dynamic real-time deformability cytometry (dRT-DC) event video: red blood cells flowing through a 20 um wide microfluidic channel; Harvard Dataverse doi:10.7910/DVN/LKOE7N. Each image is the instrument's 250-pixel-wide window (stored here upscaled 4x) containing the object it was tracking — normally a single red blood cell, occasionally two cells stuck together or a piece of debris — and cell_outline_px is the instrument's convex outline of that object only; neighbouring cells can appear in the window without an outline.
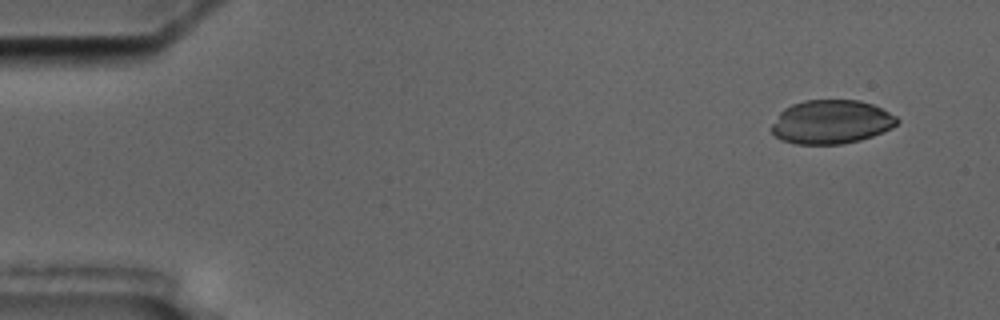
{"species": "common noctule bat (a hibernating species)", "species_latin": "Nyctalus noctula", "temperature_condition": "cold", "stored_images_in_passage": 4, "camera_frame_rate_fps": 3000, "um_per_image_px": 0.085, "animal": {"sex": "male", "body_mass_g": 17.5, "forearm_length_mm": 52.3}, "frame": {"image": 1, "passage_image": 1, "time_ms": 0.0, "image_size_px": [1000, 320], "cell_outline_px": [[900, 120], [892, 128], [872, 136], [860, 140], [844, 144], [796, 144], [780, 140], [772, 132], [772, 124], [780, 112], [784, 108], [792, 104], [804, 100], [860, 100], [872, 104], [896, 116]], "centroid_in_image_um": [70.65, 10.37], "position_along_channel_um": 14.4, "area_um2": 32.08}}